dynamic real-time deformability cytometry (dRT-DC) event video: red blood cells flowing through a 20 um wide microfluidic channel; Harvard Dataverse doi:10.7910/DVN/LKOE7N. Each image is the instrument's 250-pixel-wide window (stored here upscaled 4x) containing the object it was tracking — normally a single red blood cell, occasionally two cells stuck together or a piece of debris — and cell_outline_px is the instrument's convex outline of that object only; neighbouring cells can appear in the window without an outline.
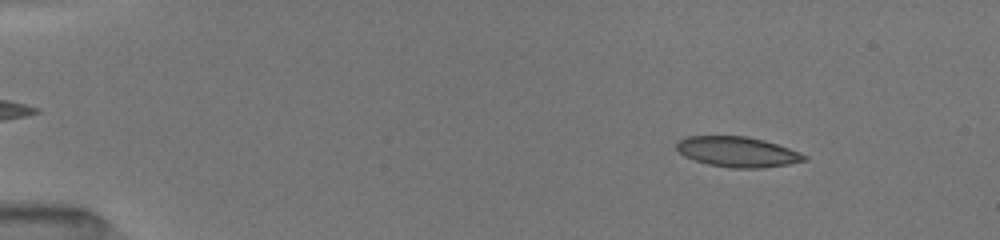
{"species": "common noctule bat (a hibernating species)", "species_latin": "Nyctalus noctula", "temperature_condition": "room temperature", "stored_images_in_passage": 50, "camera_frame_rate_fps": 3000, "um_per_image_px": 0.085, "animal": {"sex": "female", "body_mass_g": 19.5, "forearm_length_mm": 54.1}, "frame": {"image": 1, "passage_image": 6, "time_ms": 1.667, "image_size_px": [1000, 240], "cell_outline_px": [[808, 160], [788, 164], [760, 168], [732, 168], [708, 164], [684, 156], [676, 148], [676, 144], [680, 140], [688, 136], [748, 136], [764, 140], [800, 152], [808, 156]], "centroid_in_image_um": [62.71, 12.9], "position_along_channel_um": 22.3, "area_um2": 22.43}}
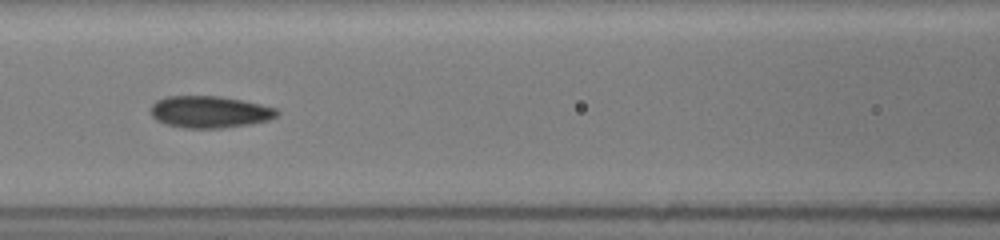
{"frame": {"image": 2, "passage_image": 23, "time_ms": 7.333, "image_size_px": [1000, 240], "cell_outline_px": [[280, 112], [276, 116], [268, 120], [252, 124], [220, 128], [184, 128], [168, 124], [156, 120], [152, 116], [152, 104], [156, 100], [168, 96], [220, 96], [244, 100], [276, 108]], "centroid_in_image_um": [17.85, 9.51], "position_along_channel_um": 148.8, "area_um2": 23.47}}
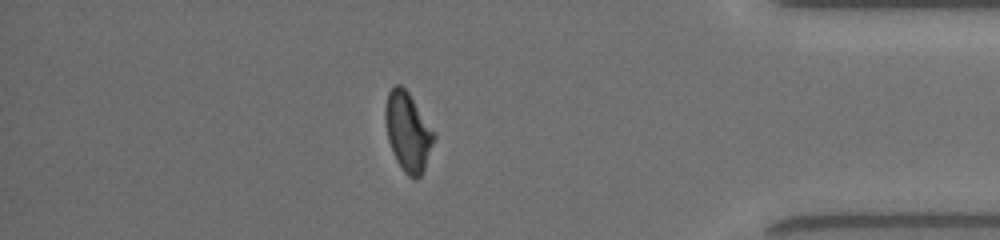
{"frame": {"image": 3, "passage_image": 44, "time_ms": 14.333, "image_size_px": [1000, 240], "cell_outline_px": [[436, 136], [424, 168], [420, 176], [416, 180], [412, 180], [404, 172], [396, 160], [388, 140], [384, 120], [384, 108], [388, 92], [396, 84], [400, 84], [408, 92]], "centroid_in_image_um": [34.64, 11.22], "position_along_channel_um": 400.6, "area_um2": 22.14}, "authors_computed_cell_mechanics": {"area_um2": 22.5998, "velocity_mm_per_s": 4.0135, "shape_relaxation_time_tau1_ms": 6.021, "shape_relaxation_time_tau2_ms": 2.1852, "deformation_change_tau1": 0.1572, "deformation_change_tau2": 0.0903}}